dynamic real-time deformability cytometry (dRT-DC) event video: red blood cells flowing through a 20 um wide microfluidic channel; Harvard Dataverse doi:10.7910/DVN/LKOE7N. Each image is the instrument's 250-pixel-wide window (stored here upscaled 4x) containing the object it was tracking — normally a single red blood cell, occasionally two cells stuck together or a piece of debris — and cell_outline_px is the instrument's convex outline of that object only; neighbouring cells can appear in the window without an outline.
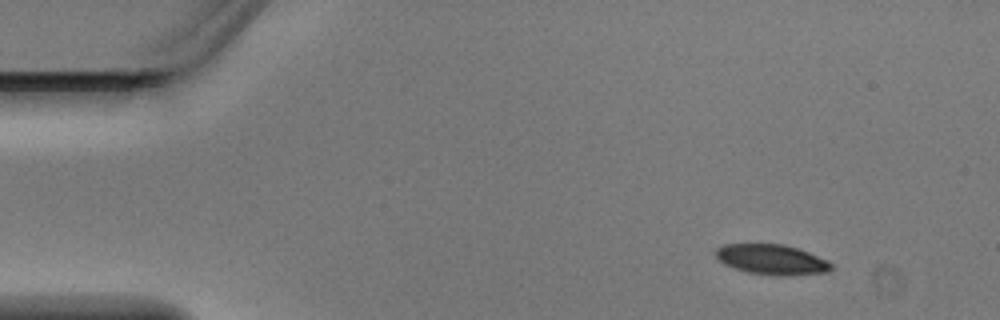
{"species": "Egyptian fruit bat (a non-hibernating species)", "species_latin": "Rousettus aegyptiacus", "temperature_condition": "warm", "stored_images_in_passage": 3, "camera_frame_rate_fps": 3000, "um_per_image_px": 0.085, "animal": {"sex": "male"}, "frame": {"image": 1, "passage_image": 1, "time_ms": 0.0, "image_size_px": [1000, 320], "cell_outline_px": [[832, 268], [828, 272], [788, 276], [776, 276], [748, 272], [724, 264], [712, 252], [716, 248], [724, 244], [784, 244], [808, 252], [828, 260], [832, 264]], "centroid_in_image_um": [65.6, 22.06], "position_along_channel_um": 19.4, "area_um2": 20.4}}